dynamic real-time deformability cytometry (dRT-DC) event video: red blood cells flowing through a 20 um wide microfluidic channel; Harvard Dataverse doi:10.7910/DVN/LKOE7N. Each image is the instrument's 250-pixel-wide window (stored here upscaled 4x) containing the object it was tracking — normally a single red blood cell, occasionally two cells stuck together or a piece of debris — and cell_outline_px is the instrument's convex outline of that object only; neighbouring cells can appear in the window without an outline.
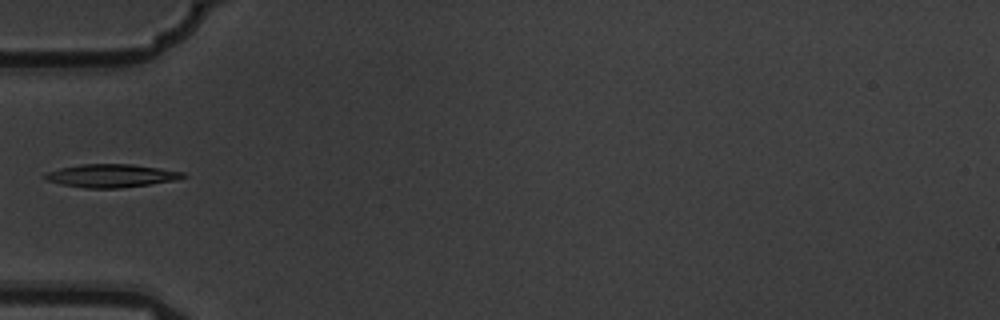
{"species": "common noctule bat (a hibernating species)", "species_latin": "Nyctalus noctula", "temperature_condition": "warm", "stored_images_in_passage": 3, "camera_frame_rate_fps": 3000, "um_per_image_px": 0.085, "animal": {"sex": "male", "body_mass_g": 19.5, "forearm_length_mm": 54.6}, "frame": {"image": 1, "passage_image": 2, "time_ms": 0.333, "image_size_px": [1000, 320], "cell_outline_px": [[188, 176], [176, 180], [120, 188], [84, 188], [60, 184], [44, 180], [40, 176], [48, 172], [60, 168], [80, 164], [132, 164], [160, 168], [184, 172]], "centroid_in_image_um": [9.42, 14.93], "position_along_channel_um": 75.6, "area_um2": 18.73}}
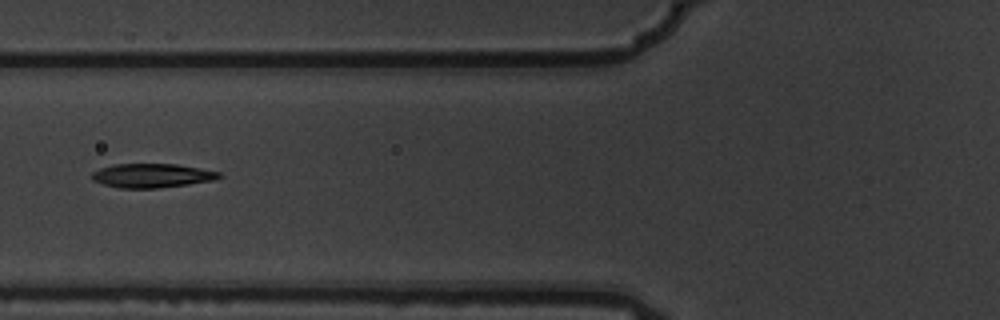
{"frame": {"image": 2, "passage_image": 3, "time_ms": 0.667, "image_size_px": [1000, 320], "cell_outline_px": [[224, 176], [212, 180], [188, 184], [156, 188], [120, 188], [104, 184], [92, 180], [92, 172], [100, 168], [112, 164], [176, 164], [200, 168], [220, 172]], "centroid_in_image_um": [12.91, 14.92], "position_along_channel_um": 112.9, "area_um2": 17.74}}